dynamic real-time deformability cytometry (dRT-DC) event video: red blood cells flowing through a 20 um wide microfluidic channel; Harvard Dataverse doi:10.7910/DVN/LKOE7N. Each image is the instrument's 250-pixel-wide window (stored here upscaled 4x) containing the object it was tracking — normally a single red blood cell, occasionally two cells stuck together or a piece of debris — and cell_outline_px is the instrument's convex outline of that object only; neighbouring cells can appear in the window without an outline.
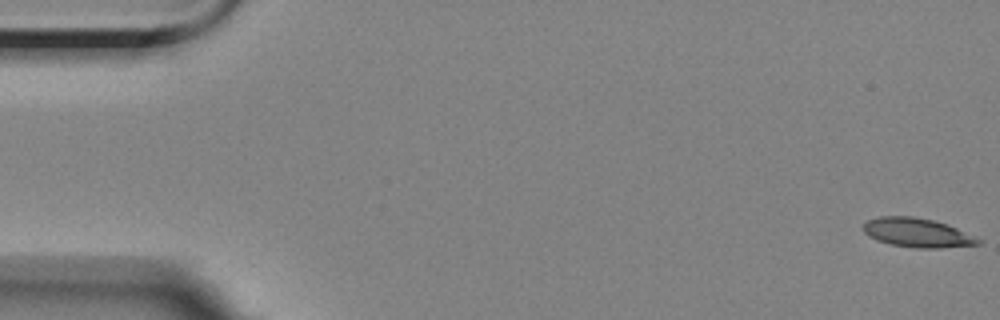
{"species": "Egyptian fruit bat (a non-hibernating species)", "species_latin": "Rousettus aegyptiacus", "temperature_condition": "room temperature", "stored_images_in_passage": 6, "camera_frame_rate_fps": 3000, "um_per_image_px": 0.085, "animal": {"sex": "female"}, "frame": {"image": 1, "passage_image": 1, "time_ms": 0.0, "image_size_px": [1000, 320], "cell_outline_px": [[984, 240], [980, 244], [940, 248], [916, 248], [892, 244], [876, 240], [868, 236], [864, 232], [864, 224], [868, 220], [880, 216], [912, 216], [932, 220], [948, 224]], "centroid_in_image_um": [78.0, 19.78], "position_along_channel_um": 7.0, "area_um2": 19.48}}
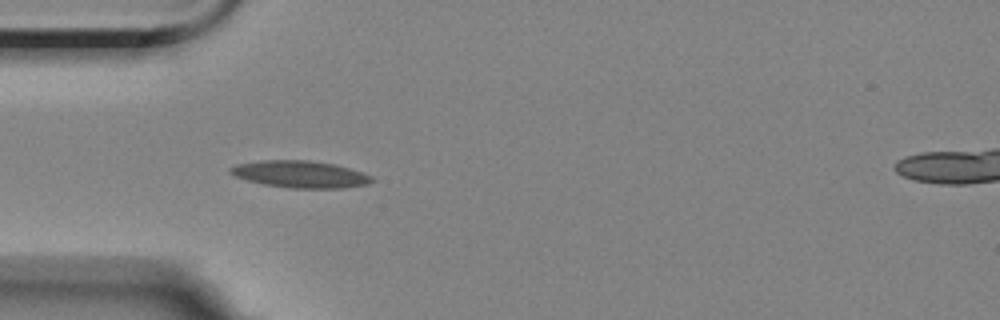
{"frame": {"image": 2, "passage_image": 5, "time_ms": 5.333, "image_size_px": [1000, 320], "cell_outline_px": [[372, 180], [368, 184], [344, 188], [288, 188], [264, 184], [248, 180], [236, 176], [228, 172], [228, 168], [236, 164], [260, 160], [308, 160], [336, 164], [372, 176]], "centroid_in_image_um": [25.49, 14.8], "position_along_channel_um": 59.5, "area_um2": 22.2}}
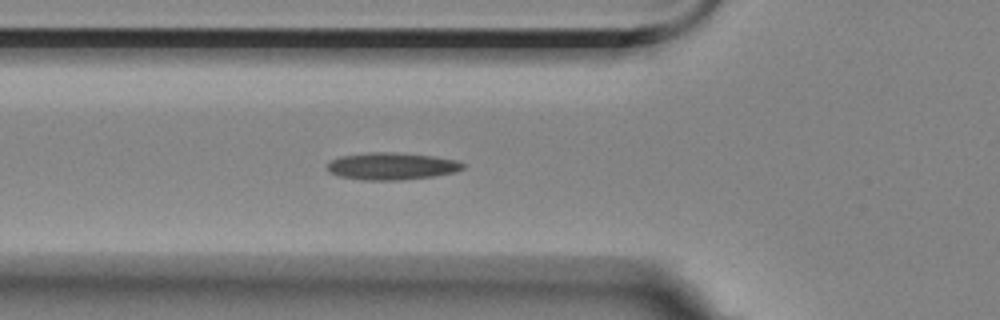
{"frame": {"image": 3, "passage_image": 6, "time_ms": 6.333, "image_size_px": [1000, 320], "cell_outline_px": [[464, 168], [456, 172], [432, 176], [400, 180], [360, 180], [340, 176], [328, 172], [324, 168], [332, 160], [340, 156], [368, 152], [392, 152], [432, 156], [456, 160], [464, 164]], "centroid_in_image_um": [33.25, 14.13], "position_along_channel_um": 92.6, "area_um2": 21.5}}